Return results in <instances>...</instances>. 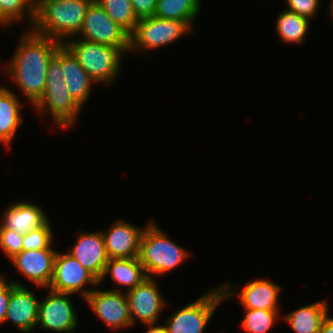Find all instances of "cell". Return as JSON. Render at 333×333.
<instances>
[{
    "mask_svg": "<svg viewBox=\"0 0 333 333\" xmlns=\"http://www.w3.org/2000/svg\"><path fill=\"white\" fill-rule=\"evenodd\" d=\"M26 33V34H25ZM5 70L21 93L34 106L45 91L47 67L62 44L58 40L27 30Z\"/></svg>",
    "mask_w": 333,
    "mask_h": 333,
    "instance_id": "6da1fadb",
    "label": "cell"
},
{
    "mask_svg": "<svg viewBox=\"0 0 333 333\" xmlns=\"http://www.w3.org/2000/svg\"><path fill=\"white\" fill-rule=\"evenodd\" d=\"M95 0H35V33L62 44L82 29L89 6Z\"/></svg>",
    "mask_w": 333,
    "mask_h": 333,
    "instance_id": "7a4b0ae2",
    "label": "cell"
},
{
    "mask_svg": "<svg viewBox=\"0 0 333 333\" xmlns=\"http://www.w3.org/2000/svg\"><path fill=\"white\" fill-rule=\"evenodd\" d=\"M34 107L42 116L49 112L55 124L65 130L73 127L81 112L82 107L70 95L63 77L61 45L48 64L45 91Z\"/></svg>",
    "mask_w": 333,
    "mask_h": 333,
    "instance_id": "3957f363",
    "label": "cell"
},
{
    "mask_svg": "<svg viewBox=\"0 0 333 333\" xmlns=\"http://www.w3.org/2000/svg\"><path fill=\"white\" fill-rule=\"evenodd\" d=\"M155 221H150L140 240L139 260L147 277L164 275L173 271L190 255L189 251L175 244Z\"/></svg>",
    "mask_w": 333,
    "mask_h": 333,
    "instance_id": "277c9868",
    "label": "cell"
},
{
    "mask_svg": "<svg viewBox=\"0 0 333 333\" xmlns=\"http://www.w3.org/2000/svg\"><path fill=\"white\" fill-rule=\"evenodd\" d=\"M63 44L97 84H113L125 54L120 48L73 37Z\"/></svg>",
    "mask_w": 333,
    "mask_h": 333,
    "instance_id": "5b68a950",
    "label": "cell"
},
{
    "mask_svg": "<svg viewBox=\"0 0 333 333\" xmlns=\"http://www.w3.org/2000/svg\"><path fill=\"white\" fill-rule=\"evenodd\" d=\"M192 29L184 21L161 19L155 16L138 20L135 30L129 35V51L142 53L159 49L176 42L180 37L191 33ZM141 50V51H140Z\"/></svg>",
    "mask_w": 333,
    "mask_h": 333,
    "instance_id": "8992f818",
    "label": "cell"
},
{
    "mask_svg": "<svg viewBox=\"0 0 333 333\" xmlns=\"http://www.w3.org/2000/svg\"><path fill=\"white\" fill-rule=\"evenodd\" d=\"M216 288L172 313L164 323L168 332L203 333L216 308L224 300L221 286Z\"/></svg>",
    "mask_w": 333,
    "mask_h": 333,
    "instance_id": "52a82bcc",
    "label": "cell"
},
{
    "mask_svg": "<svg viewBox=\"0 0 333 333\" xmlns=\"http://www.w3.org/2000/svg\"><path fill=\"white\" fill-rule=\"evenodd\" d=\"M87 284L98 286L99 280L87 269H85L69 253L57 251L54 259L53 276L48 288L63 293H80L86 298L93 290L85 289Z\"/></svg>",
    "mask_w": 333,
    "mask_h": 333,
    "instance_id": "ba28073f",
    "label": "cell"
},
{
    "mask_svg": "<svg viewBox=\"0 0 333 333\" xmlns=\"http://www.w3.org/2000/svg\"><path fill=\"white\" fill-rule=\"evenodd\" d=\"M79 34L82 39L129 51V34L96 1L89 6Z\"/></svg>",
    "mask_w": 333,
    "mask_h": 333,
    "instance_id": "9c48e42d",
    "label": "cell"
},
{
    "mask_svg": "<svg viewBox=\"0 0 333 333\" xmlns=\"http://www.w3.org/2000/svg\"><path fill=\"white\" fill-rule=\"evenodd\" d=\"M47 290L48 296L39 304L37 326L56 333H73L78 327V315L73 308L72 294Z\"/></svg>",
    "mask_w": 333,
    "mask_h": 333,
    "instance_id": "30bf717a",
    "label": "cell"
},
{
    "mask_svg": "<svg viewBox=\"0 0 333 333\" xmlns=\"http://www.w3.org/2000/svg\"><path fill=\"white\" fill-rule=\"evenodd\" d=\"M93 313L110 329L122 330L133 326L124 290H93L85 299Z\"/></svg>",
    "mask_w": 333,
    "mask_h": 333,
    "instance_id": "8fae6325",
    "label": "cell"
},
{
    "mask_svg": "<svg viewBox=\"0 0 333 333\" xmlns=\"http://www.w3.org/2000/svg\"><path fill=\"white\" fill-rule=\"evenodd\" d=\"M126 296L133 324L136 323L135 319L144 324L157 323L161 311L163 312L168 304L160 294L154 277H147L135 288L126 292Z\"/></svg>",
    "mask_w": 333,
    "mask_h": 333,
    "instance_id": "7c38bea8",
    "label": "cell"
},
{
    "mask_svg": "<svg viewBox=\"0 0 333 333\" xmlns=\"http://www.w3.org/2000/svg\"><path fill=\"white\" fill-rule=\"evenodd\" d=\"M229 283L221 284L224 300L238 296L244 309L279 310L278 298L281 286L266 279L247 281L239 293ZM233 290V291H232Z\"/></svg>",
    "mask_w": 333,
    "mask_h": 333,
    "instance_id": "4fadbf2b",
    "label": "cell"
},
{
    "mask_svg": "<svg viewBox=\"0 0 333 333\" xmlns=\"http://www.w3.org/2000/svg\"><path fill=\"white\" fill-rule=\"evenodd\" d=\"M56 253L53 249L22 250L10 261L34 285L48 288L53 276Z\"/></svg>",
    "mask_w": 333,
    "mask_h": 333,
    "instance_id": "5bb4252c",
    "label": "cell"
},
{
    "mask_svg": "<svg viewBox=\"0 0 333 333\" xmlns=\"http://www.w3.org/2000/svg\"><path fill=\"white\" fill-rule=\"evenodd\" d=\"M78 235L74 246L67 253L100 281L109 261L102 231L81 232Z\"/></svg>",
    "mask_w": 333,
    "mask_h": 333,
    "instance_id": "9a60e30c",
    "label": "cell"
},
{
    "mask_svg": "<svg viewBox=\"0 0 333 333\" xmlns=\"http://www.w3.org/2000/svg\"><path fill=\"white\" fill-rule=\"evenodd\" d=\"M145 227L141 229L119 219L106 232L102 231L109 259L138 257L140 240Z\"/></svg>",
    "mask_w": 333,
    "mask_h": 333,
    "instance_id": "2e32d148",
    "label": "cell"
},
{
    "mask_svg": "<svg viewBox=\"0 0 333 333\" xmlns=\"http://www.w3.org/2000/svg\"><path fill=\"white\" fill-rule=\"evenodd\" d=\"M12 282L15 286L10 292L4 322H12L21 332H32L37 325L40 302L25 286Z\"/></svg>",
    "mask_w": 333,
    "mask_h": 333,
    "instance_id": "e0dca14e",
    "label": "cell"
},
{
    "mask_svg": "<svg viewBox=\"0 0 333 333\" xmlns=\"http://www.w3.org/2000/svg\"><path fill=\"white\" fill-rule=\"evenodd\" d=\"M61 67L67 90L74 100L83 108L91 95L92 85L96 82L88 75L73 53L61 44Z\"/></svg>",
    "mask_w": 333,
    "mask_h": 333,
    "instance_id": "ac0fdd59",
    "label": "cell"
},
{
    "mask_svg": "<svg viewBox=\"0 0 333 333\" xmlns=\"http://www.w3.org/2000/svg\"><path fill=\"white\" fill-rule=\"evenodd\" d=\"M2 215L1 225L21 234L38 228L48 220L42 207L27 201L12 202Z\"/></svg>",
    "mask_w": 333,
    "mask_h": 333,
    "instance_id": "d6986e66",
    "label": "cell"
},
{
    "mask_svg": "<svg viewBox=\"0 0 333 333\" xmlns=\"http://www.w3.org/2000/svg\"><path fill=\"white\" fill-rule=\"evenodd\" d=\"M21 107L18 96L7 86H0V142L5 146H10L22 126Z\"/></svg>",
    "mask_w": 333,
    "mask_h": 333,
    "instance_id": "ffe728a7",
    "label": "cell"
},
{
    "mask_svg": "<svg viewBox=\"0 0 333 333\" xmlns=\"http://www.w3.org/2000/svg\"><path fill=\"white\" fill-rule=\"evenodd\" d=\"M108 274L117 285L125 287V293L135 288L147 278L138 257L109 259L99 284L106 279L105 277Z\"/></svg>",
    "mask_w": 333,
    "mask_h": 333,
    "instance_id": "44dd1931",
    "label": "cell"
},
{
    "mask_svg": "<svg viewBox=\"0 0 333 333\" xmlns=\"http://www.w3.org/2000/svg\"><path fill=\"white\" fill-rule=\"evenodd\" d=\"M326 300L303 306L284 315V321L294 333H319L323 319L328 315Z\"/></svg>",
    "mask_w": 333,
    "mask_h": 333,
    "instance_id": "7402d4cb",
    "label": "cell"
},
{
    "mask_svg": "<svg viewBox=\"0 0 333 333\" xmlns=\"http://www.w3.org/2000/svg\"><path fill=\"white\" fill-rule=\"evenodd\" d=\"M309 21L310 19L285 9L277 18L276 33L282 43L303 44L309 33Z\"/></svg>",
    "mask_w": 333,
    "mask_h": 333,
    "instance_id": "603a6c76",
    "label": "cell"
},
{
    "mask_svg": "<svg viewBox=\"0 0 333 333\" xmlns=\"http://www.w3.org/2000/svg\"><path fill=\"white\" fill-rule=\"evenodd\" d=\"M201 0H158L154 16L161 19L184 21L192 30L200 11Z\"/></svg>",
    "mask_w": 333,
    "mask_h": 333,
    "instance_id": "cb8c5ba5",
    "label": "cell"
},
{
    "mask_svg": "<svg viewBox=\"0 0 333 333\" xmlns=\"http://www.w3.org/2000/svg\"><path fill=\"white\" fill-rule=\"evenodd\" d=\"M112 20L129 35L135 30L138 18L133 10L131 0H95Z\"/></svg>",
    "mask_w": 333,
    "mask_h": 333,
    "instance_id": "d4e9b609",
    "label": "cell"
},
{
    "mask_svg": "<svg viewBox=\"0 0 333 333\" xmlns=\"http://www.w3.org/2000/svg\"><path fill=\"white\" fill-rule=\"evenodd\" d=\"M34 6L35 0H0V26L1 28L9 26L12 23L22 21V19L30 20L32 27L34 22Z\"/></svg>",
    "mask_w": 333,
    "mask_h": 333,
    "instance_id": "484cf974",
    "label": "cell"
},
{
    "mask_svg": "<svg viewBox=\"0 0 333 333\" xmlns=\"http://www.w3.org/2000/svg\"><path fill=\"white\" fill-rule=\"evenodd\" d=\"M242 329L249 333H267L279 319L280 310L244 309Z\"/></svg>",
    "mask_w": 333,
    "mask_h": 333,
    "instance_id": "4316f807",
    "label": "cell"
},
{
    "mask_svg": "<svg viewBox=\"0 0 333 333\" xmlns=\"http://www.w3.org/2000/svg\"><path fill=\"white\" fill-rule=\"evenodd\" d=\"M52 229L49 220L36 229L23 234V250L53 249Z\"/></svg>",
    "mask_w": 333,
    "mask_h": 333,
    "instance_id": "83f0119b",
    "label": "cell"
},
{
    "mask_svg": "<svg viewBox=\"0 0 333 333\" xmlns=\"http://www.w3.org/2000/svg\"><path fill=\"white\" fill-rule=\"evenodd\" d=\"M0 249L9 259L13 258L23 250V234L0 224Z\"/></svg>",
    "mask_w": 333,
    "mask_h": 333,
    "instance_id": "f1b7e54d",
    "label": "cell"
},
{
    "mask_svg": "<svg viewBox=\"0 0 333 333\" xmlns=\"http://www.w3.org/2000/svg\"><path fill=\"white\" fill-rule=\"evenodd\" d=\"M287 10L304 16L308 19L315 18L320 0H286Z\"/></svg>",
    "mask_w": 333,
    "mask_h": 333,
    "instance_id": "f546056e",
    "label": "cell"
},
{
    "mask_svg": "<svg viewBox=\"0 0 333 333\" xmlns=\"http://www.w3.org/2000/svg\"><path fill=\"white\" fill-rule=\"evenodd\" d=\"M158 0H131L133 10L139 19L154 16Z\"/></svg>",
    "mask_w": 333,
    "mask_h": 333,
    "instance_id": "4dcf8cb0",
    "label": "cell"
},
{
    "mask_svg": "<svg viewBox=\"0 0 333 333\" xmlns=\"http://www.w3.org/2000/svg\"><path fill=\"white\" fill-rule=\"evenodd\" d=\"M14 286L11 280L8 281L3 275L0 276V324L4 323L10 292Z\"/></svg>",
    "mask_w": 333,
    "mask_h": 333,
    "instance_id": "1f68e13d",
    "label": "cell"
},
{
    "mask_svg": "<svg viewBox=\"0 0 333 333\" xmlns=\"http://www.w3.org/2000/svg\"><path fill=\"white\" fill-rule=\"evenodd\" d=\"M319 333H333V317L329 314L323 319Z\"/></svg>",
    "mask_w": 333,
    "mask_h": 333,
    "instance_id": "d6a6232c",
    "label": "cell"
},
{
    "mask_svg": "<svg viewBox=\"0 0 333 333\" xmlns=\"http://www.w3.org/2000/svg\"><path fill=\"white\" fill-rule=\"evenodd\" d=\"M147 326L148 330L145 333H169L165 324L164 325H156V323L144 324Z\"/></svg>",
    "mask_w": 333,
    "mask_h": 333,
    "instance_id": "836d02e7",
    "label": "cell"
},
{
    "mask_svg": "<svg viewBox=\"0 0 333 333\" xmlns=\"http://www.w3.org/2000/svg\"><path fill=\"white\" fill-rule=\"evenodd\" d=\"M329 10L331 11V12H329V13H331L330 15H331L332 18H333V0H331V2H330V8H329Z\"/></svg>",
    "mask_w": 333,
    "mask_h": 333,
    "instance_id": "e575fe53",
    "label": "cell"
}]
</instances>
